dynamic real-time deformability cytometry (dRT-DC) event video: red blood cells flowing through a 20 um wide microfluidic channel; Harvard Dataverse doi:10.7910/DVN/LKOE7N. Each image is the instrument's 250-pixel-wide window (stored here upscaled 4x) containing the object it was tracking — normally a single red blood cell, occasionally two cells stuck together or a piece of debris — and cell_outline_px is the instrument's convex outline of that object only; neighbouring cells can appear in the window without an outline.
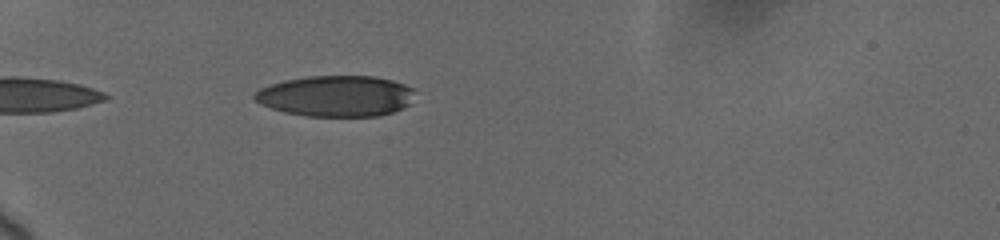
{"species": "human", "species_latin": "Homo sapiens", "temperature_condition": "cold", "stored_images_in_passage": 3, "camera_frame_rate_fps": 3000, "um_per_image_px": 0.085, "donor": {"sex": "female"}, "frame": {"image": 1, "passage_image": 1, "time_ms": 0.0, "image_size_px": [1000, 240], "cell_outline_px": [[412, 92], [408, 104], [392, 112], [380, 116], [304, 116], [284, 112], [260, 104], [252, 96], [260, 88], [284, 80], [308, 76], [376, 76], [392, 80], [404, 84], [412, 88]], "centroid_in_image_um": [28.52, 8.16], "position_along_channel_um": 56.5, "area_um2": 38.03}}